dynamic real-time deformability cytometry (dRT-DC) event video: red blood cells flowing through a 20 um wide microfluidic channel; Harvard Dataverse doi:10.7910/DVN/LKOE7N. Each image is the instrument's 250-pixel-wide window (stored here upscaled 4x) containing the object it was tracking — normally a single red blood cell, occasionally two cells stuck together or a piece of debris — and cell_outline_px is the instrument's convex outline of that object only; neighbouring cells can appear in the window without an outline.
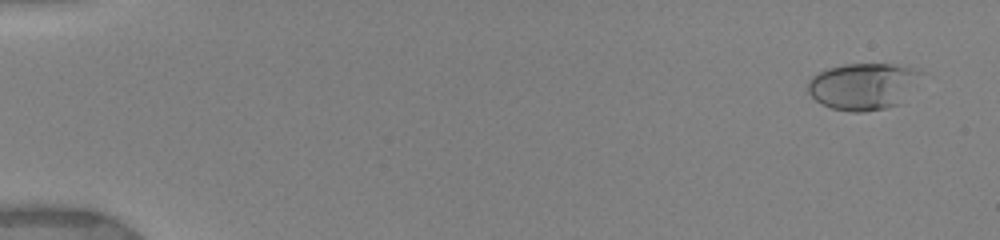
{"species": "human", "species_latin": "Homo sapiens", "temperature_condition": "warm", "stored_images_in_passage": 30, "camera_frame_rate_fps": 3000, "um_per_image_px": 0.085, "donor": {"sex": "female"}, "frame": {"image": 1, "passage_image": 3, "time_ms": 0.667, "image_size_px": [1000, 240], "cell_outline_px": [[924, 72], [896, 104], [884, 108], [860, 112], [852, 112], [832, 108], [816, 100], [808, 92], [808, 80], [812, 76], [828, 68], [844, 64], [892, 64], [920, 68]], "centroid_in_image_um": [73.33, 7.3], "position_along_channel_um": 11.7, "area_um2": 30.23}}
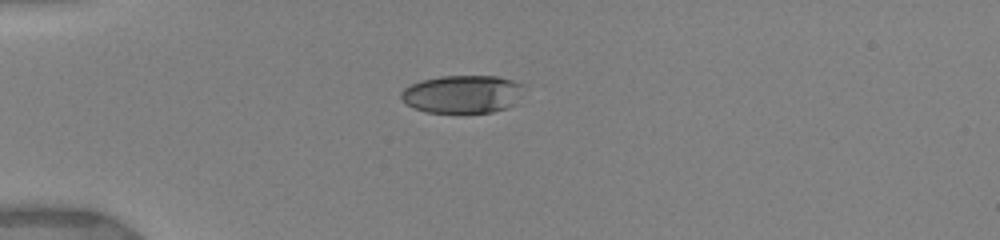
{"frame": {"image": 2, "passage_image": 18, "time_ms": 4.667, "image_size_px": [1000, 240], "cell_outline_px": [[528, 84], [516, 104], [508, 108], [492, 112], [424, 112], [408, 104], [400, 96], [400, 92], [404, 88], [420, 80], [440, 76], [496, 76]], "centroid_in_image_um": [39.39, 7.99], "position_along_channel_um": 45.6, "area_um2": 27.46}}